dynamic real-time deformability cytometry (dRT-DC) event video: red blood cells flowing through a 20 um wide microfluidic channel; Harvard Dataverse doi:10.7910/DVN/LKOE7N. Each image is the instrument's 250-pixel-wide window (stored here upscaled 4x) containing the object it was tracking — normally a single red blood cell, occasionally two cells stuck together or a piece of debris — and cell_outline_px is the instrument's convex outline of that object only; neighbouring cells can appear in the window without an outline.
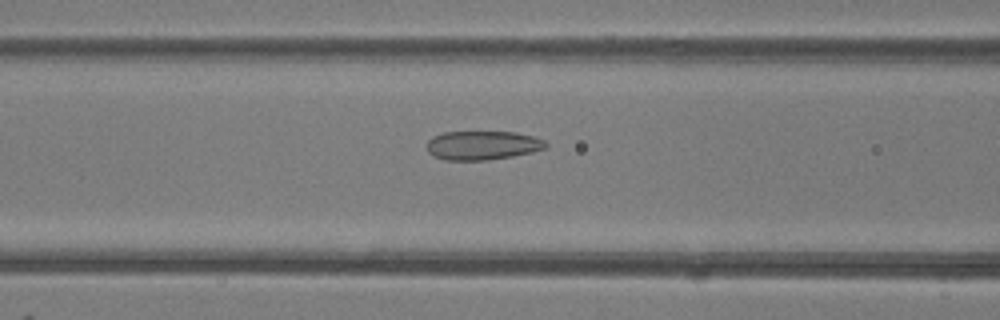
{"species": "common noctule bat (a hibernating species)", "species_latin": "Nyctalus noctula", "temperature_condition": "room temperature", "stored_images_in_passage": 49, "camera_frame_rate_fps": 3000, "um_per_image_px": 0.085, "animal": {"sex": "female"}, "frame": {"image": 1, "passage_image": 20, "time_ms": 6.333, "image_size_px": [1000, 320], "cell_outline_px": [[548, 144], [544, 148], [532, 152], [512, 156], [488, 160], [444, 160], [432, 156], [428, 152], [428, 140], [432, 136], [444, 132], [516, 132], [536, 136], [544, 140]], "centroid_in_image_um": [41.01, 12.35], "position_along_channel_um": 125.6, "area_um2": 20.17}}
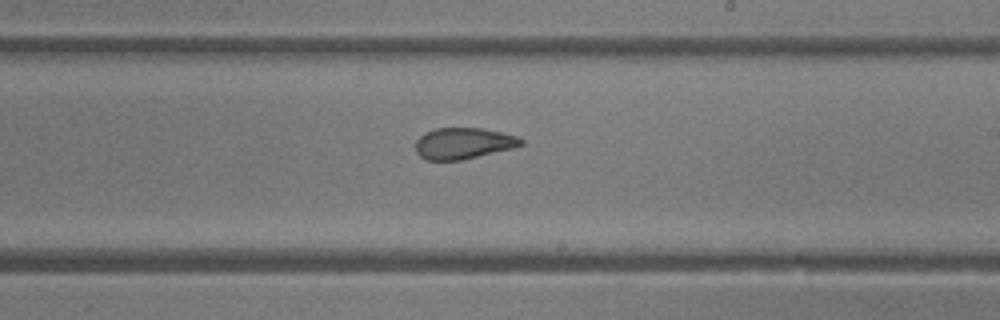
{"frame": {"image": 2, "passage_image": 29, "time_ms": 9.333, "image_size_px": [1000, 320], "cell_outline_px": [[524, 144], [512, 148], [460, 160], [428, 160], [420, 156], [416, 152], [416, 140], [424, 132], [436, 128], [484, 128], [516, 136], [524, 140]], "centroid_in_image_um": [39.37, 12.17], "position_along_channel_um": 249.6, "area_um2": 19.07}}
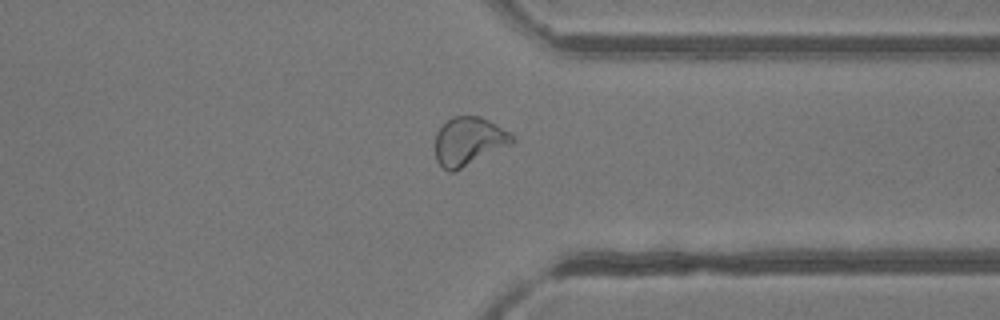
{"frame": {"image": 3, "passage_image": 38, "time_ms": 12.333, "image_size_px": [1000, 320], "cell_outline_px": [[516, 140], [512, 144], [456, 172], [448, 172], [436, 160], [436, 132], [452, 116], [480, 116], [496, 124], [508, 132]], "centroid_in_image_um": [39.85, 12.03], "position_along_channel_um": 371.6, "area_um2": 21.73}, "authors_computed_cell_mechanics": {"area_um2": 21.7906, "velocity_mm_per_s": 4.1393, "shape_relaxation_time_tau1_ms": 10.1714, "shape_relaxation_time_tau2_ms": 1.113, "deformation_change_tau1": 0.2075, "deformation_change_tau2": 0.0706}}